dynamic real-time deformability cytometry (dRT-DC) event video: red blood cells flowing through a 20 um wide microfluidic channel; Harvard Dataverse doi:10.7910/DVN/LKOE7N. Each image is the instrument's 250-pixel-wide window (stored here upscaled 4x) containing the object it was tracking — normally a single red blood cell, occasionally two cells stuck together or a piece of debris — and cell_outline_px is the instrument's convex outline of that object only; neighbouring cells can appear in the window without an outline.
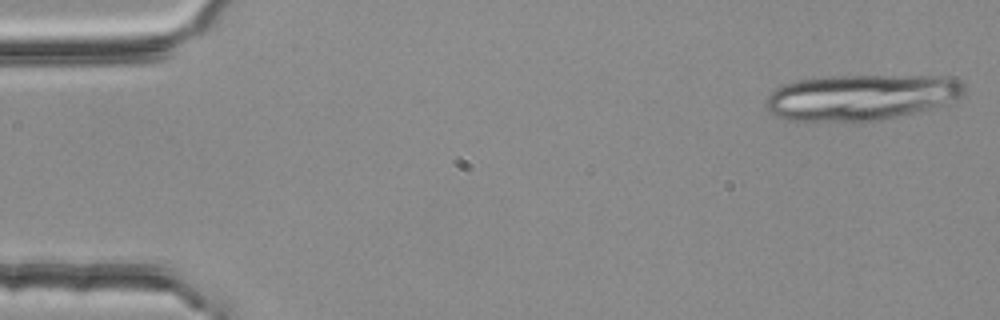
{"species": "common noctule bat (a hibernating species)", "species_latin": "Nyctalus noctula", "temperature_condition": "room temperature", "stored_images_in_passage": 5, "camera_frame_rate_fps": 3000, "um_per_image_px": 0.085, "animal": {"sex": "female", "body_mass_g": 25.1}, "frame": {"image": 1, "passage_image": 1, "time_ms": 0.0, "image_size_px": [1000, 320], "cell_outline_px": [[964, 92], [956, 100], [932, 108], [884, 120], [860, 124], [804, 124], [784, 120], [772, 116], [768, 112], [764, 104], [764, 100], [776, 88], [784, 84], [796, 80], [824, 76], [956, 76], [964, 84]], "centroid_in_image_um": [73.08, 8.34], "position_along_channel_um": 11.9, "area_um2": 55.6}}